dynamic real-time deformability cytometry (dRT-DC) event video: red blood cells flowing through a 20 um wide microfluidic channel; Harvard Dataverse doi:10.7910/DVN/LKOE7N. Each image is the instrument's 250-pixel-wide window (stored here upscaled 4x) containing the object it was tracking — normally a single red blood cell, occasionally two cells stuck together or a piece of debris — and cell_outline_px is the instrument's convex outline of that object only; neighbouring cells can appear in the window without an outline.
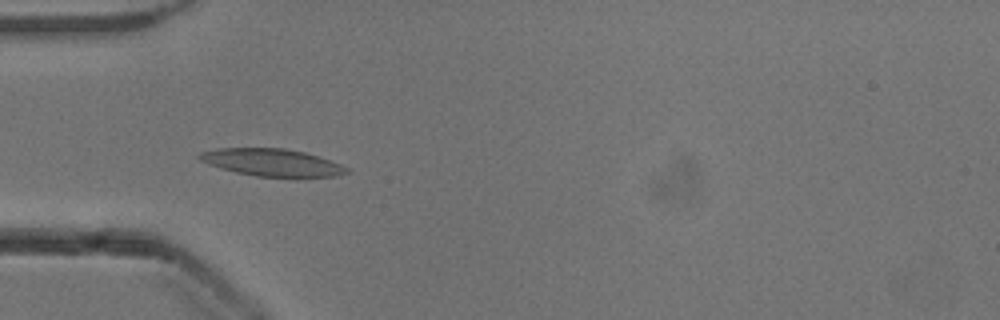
{"species": "common noctule bat (a hibernating species)", "species_latin": "Nyctalus noctula", "temperature_condition": "cold", "stored_images_in_passage": 45, "camera_frame_rate_fps": 3000, "um_per_image_px": 0.085, "animal": {"sex": "male", "body_mass_g": 13.3}, "frame": {"image": 1, "passage_image": 16, "time_ms": 5.0, "image_size_px": [1000, 320], "cell_outline_px": [[352, 172], [336, 176], [256, 176], [236, 172], [208, 164], [200, 160], [196, 156], [200, 152], [216, 148], [284, 148], [304, 152], [340, 164], [348, 168]], "centroid_in_image_um": [23.08, 13.8], "position_along_channel_um": 61.9, "area_um2": 23.12}}
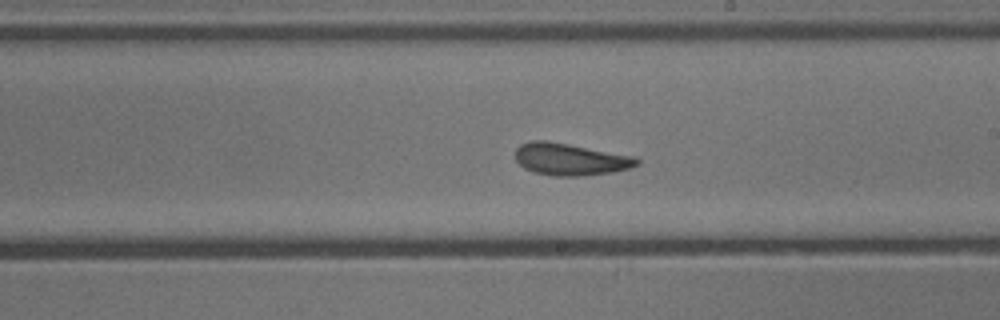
{"frame": {"image": 2, "passage_image": 30, "time_ms": 9.667, "image_size_px": [1000, 320], "cell_outline_px": [[640, 164], [628, 168], [612, 172], [580, 176], [552, 176], [536, 172], [524, 168], [516, 160], [516, 148], [520, 144], [532, 140], [548, 140], [636, 156], [640, 160]], "centroid_in_image_um": [48.49, 13.53], "position_along_channel_um": 240.5, "area_um2": 22.83}}
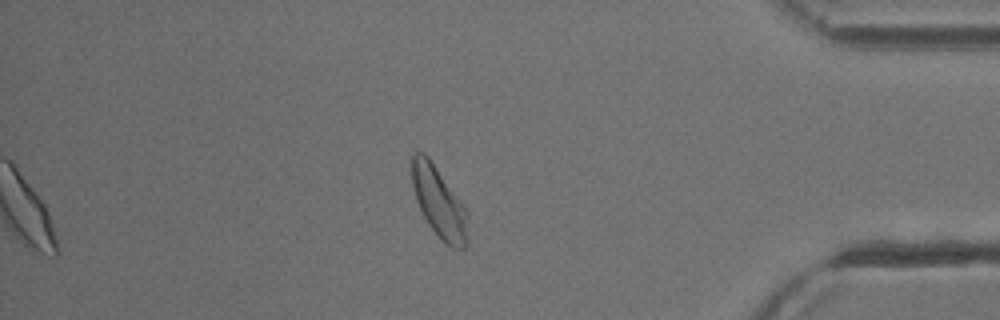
{"frame": {"image": 3, "passage_image": 45, "time_ms": 14.667, "image_size_px": [1000, 320], "cell_outline_px": [[468, 240], [464, 248], [460, 252], [444, 244], [440, 240], [428, 224], [416, 200], [412, 188], [412, 156], [416, 152], [424, 152], [428, 156], [468, 212]], "centroid_in_image_um": [37.33, 17.27], "position_along_channel_um": 397.9, "area_um2": 23.18}, "authors_computed_cell_mechanics": {"area_um2": 22.831, "velocity_mm_per_s": 3.8699, "shape_relaxation_time_tau1_ms": 3.565, "shape_relaxation_time_tau2_ms": 2.1043, "deformation_change_tau1": 0.1089, "deformation_change_tau2": 0.0934}}